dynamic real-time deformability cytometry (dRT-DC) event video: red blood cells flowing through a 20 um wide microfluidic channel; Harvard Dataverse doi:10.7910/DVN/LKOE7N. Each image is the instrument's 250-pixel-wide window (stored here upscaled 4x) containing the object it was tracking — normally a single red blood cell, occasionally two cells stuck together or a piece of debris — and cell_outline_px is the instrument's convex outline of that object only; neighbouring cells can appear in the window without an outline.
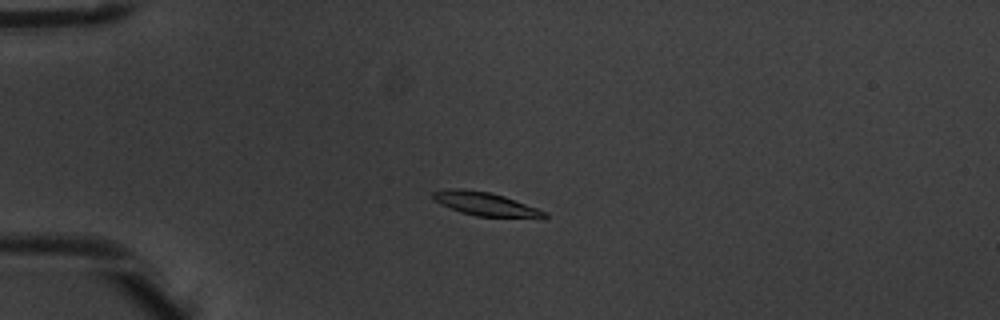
{"species": "common noctule bat (a hibernating species)", "species_latin": "Nyctalus noctula", "temperature_condition": "warm", "stored_images_in_passage": 5, "camera_frame_rate_fps": 3000, "um_per_image_px": 0.085, "animal": {"sex": "male", "body_mass_g": 20.1, "forearm_length_mm": 53.5}, "frame": {"image": 1, "passage_image": 4, "time_ms": 1.0, "image_size_px": [1000, 320], "cell_outline_px": [[548, 216], [544, 220], [476, 216], [460, 212], [440, 204], [432, 196], [432, 192], [452, 188], [460, 188], [488, 192], [504, 196], [548, 212]], "centroid_in_image_um": [41.39, 17.39], "position_along_channel_um": 43.6, "area_um2": 15.72}}